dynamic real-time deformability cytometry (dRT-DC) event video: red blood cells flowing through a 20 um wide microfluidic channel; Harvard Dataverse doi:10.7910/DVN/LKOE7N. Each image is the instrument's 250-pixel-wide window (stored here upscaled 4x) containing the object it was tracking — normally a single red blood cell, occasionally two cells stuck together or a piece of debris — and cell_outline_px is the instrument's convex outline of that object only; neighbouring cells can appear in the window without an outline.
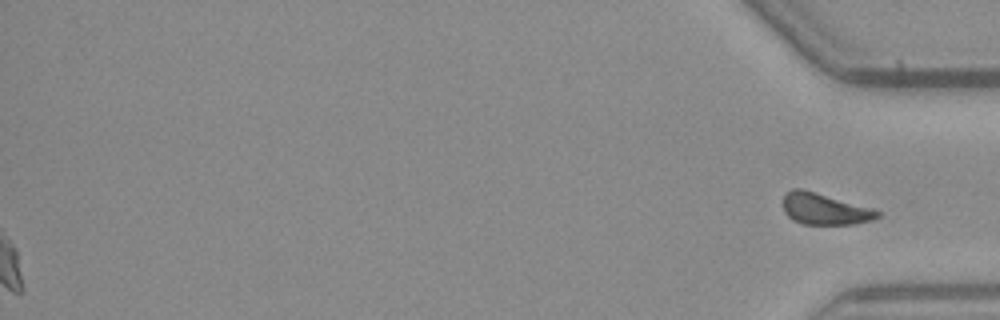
{"species": "common noctule bat (a hibernating species)", "species_latin": "Nyctalus noctula", "temperature_condition": "warm", "stored_images_in_passage": 52, "segment_of_instrument_passage": [2, 2], "camera_frame_rate_fps": 3000, "um_per_image_px": 0.085, "animal": {"sex": "male", "body_mass_g": 23.1, "forearm_length_mm": 52.7}, "frame": {"image": 1, "passage_image": 52, "time_ms": 17.0, "image_size_px": [1000, 320], "cell_outline_px": [[880, 216], [872, 220], [852, 224], [804, 224], [788, 216], [784, 212], [784, 192], [792, 188], [800, 188], [872, 208], [880, 212]], "centroid_in_image_um": [70.08, 17.75], "position_along_channel_um": 365.1, "area_um2": 16.99}}